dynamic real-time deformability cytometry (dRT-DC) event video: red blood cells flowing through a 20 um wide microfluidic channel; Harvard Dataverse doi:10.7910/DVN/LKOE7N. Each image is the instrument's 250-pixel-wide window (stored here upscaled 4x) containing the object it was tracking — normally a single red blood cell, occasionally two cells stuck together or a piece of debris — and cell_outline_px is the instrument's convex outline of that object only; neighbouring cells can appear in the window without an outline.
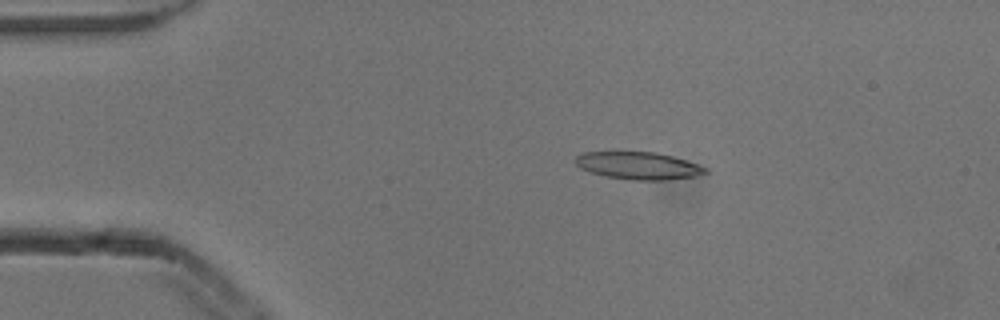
{"species": "common noctule bat (a hibernating species)", "species_latin": "Nyctalus noctula", "temperature_condition": "cold", "stored_images_in_passage": 5, "camera_frame_rate_fps": 3000, "um_per_image_px": 0.085, "animal": {"sex": "male", "body_mass_g": 13.3}, "frame": {"image": 1, "passage_image": 2, "time_ms": 0.333, "image_size_px": [1000, 320], "cell_outline_px": [[708, 172], [692, 176], [668, 180], [628, 180], [604, 176], [580, 168], [576, 164], [576, 156], [584, 152], [656, 152], [672, 156], [708, 168]], "centroid_in_image_um": [54.24, 14.08], "position_along_channel_um": 30.8, "area_um2": 20.58}}
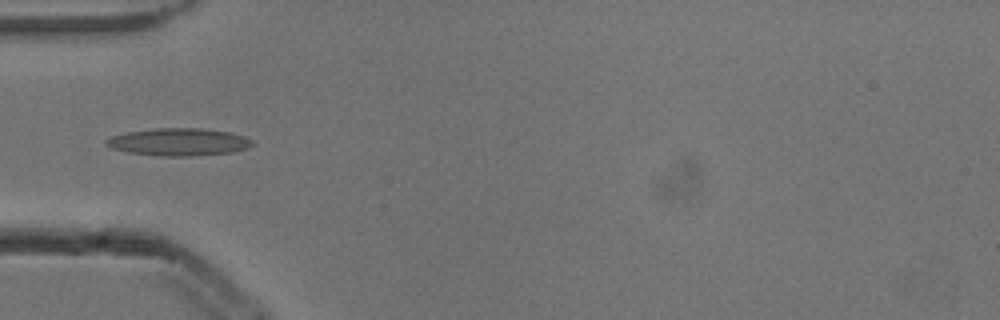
{"frame": {"image": 2, "passage_image": 4, "time_ms": 1.0, "image_size_px": [1000, 320], "cell_outline_px": [[252, 144], [248, 148], [232, 152], [188, 156], [160, 156], [128, 152], [112, 148], [104, 144], [104, 140], [112, 136], [128, 132], [152, 128], [200, 128], [228, 132], [244, 136], [252, 140]], "centroid_in_image_um": [15.16, 12.06], "position_along_channel_um": 69.8, "area_um2": 23.29}}
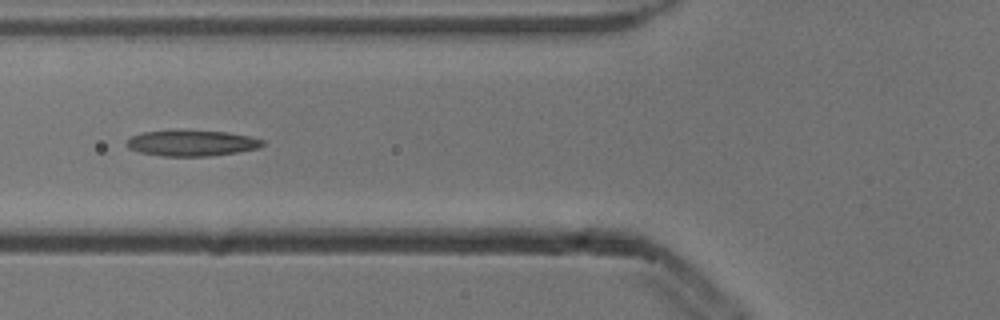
{"frame": {"image": 3, "passage_image": 5, "time_ms": 1.333, "image_size_px": [1000, 320], "cell_outline_px": [[264, 144], [260, 148], [236, 152], [208, 156], [160, 156], [140, 152], [128, 148], [124, 144], [132, 136], [144, 132], [228, 132], [248, 136], [264, 140]], "centroid_in_image_um": [16.31, 12.19], "position_along_channel_um": 109.5, "area_um2": 19.83}}